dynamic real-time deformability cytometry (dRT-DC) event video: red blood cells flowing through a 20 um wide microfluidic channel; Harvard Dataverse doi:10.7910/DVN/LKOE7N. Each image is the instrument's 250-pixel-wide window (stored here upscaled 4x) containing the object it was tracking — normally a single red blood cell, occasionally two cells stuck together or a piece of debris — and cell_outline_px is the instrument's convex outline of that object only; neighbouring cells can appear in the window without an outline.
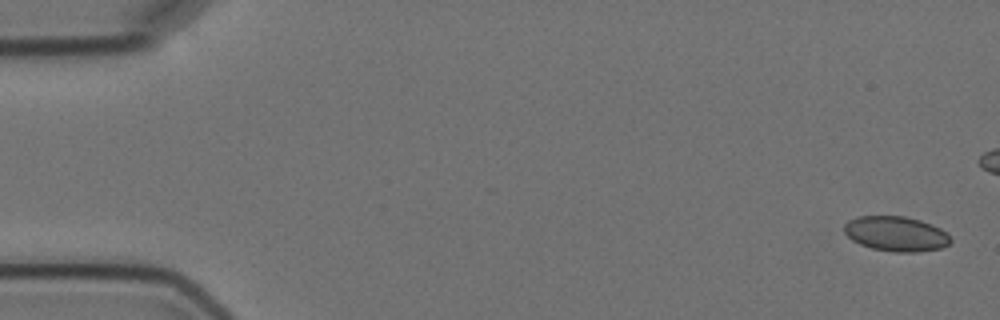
{"species": "Egyptian fruit bat (a non-hibernating species)", "species_latin": "Rousettus aegyptiacus", "temperature_condition": "cold", "stored_images_in_passage": 7, "camera_frame_rate_fps": 3000, "um_per_image_px": 0.085, "animal": {"sex": "female"}, "frame": {"image": 1, "passage_image": 1, "time_ms": 0.0, "image_size_px": [1000, 320], "cell_outline_px": [[952, 240], [948, 244], [940, 248], [916, 252], [892, 252], [872, 248], [860, 244], [852, 240], [844, 232], [844, 224], [848, 220], [856, 216], [904, 216], [920, 220], [932, 224], [948, 232]], "centroid_in_image_um": [76.16, 19.86], "position_along_channel_um": 8.8, "area_um2": 21.79}}
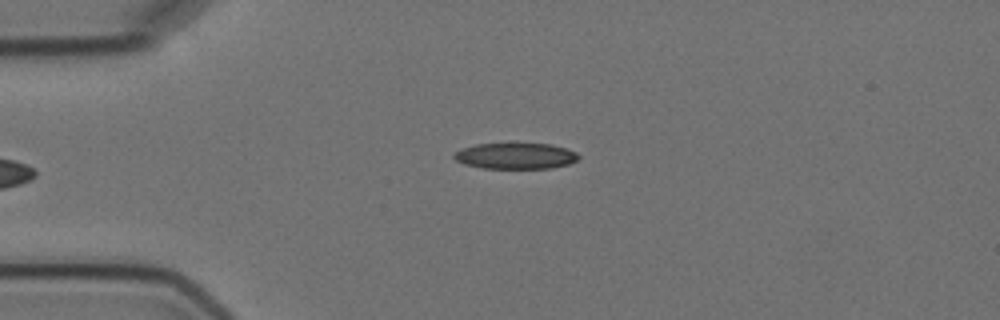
{"frame": {"image": 2, "passage_image": 5, "time_ms": 6.0, "image_size_px": [1000, 320], "cell_outline_px": [[580, 156], [576, 160], [568, 164], [552, 168], [480, 168], [464, 164], [456, 160], [452, 156], [460, 148], [476, 144], [512, 140], [516, 140], [552, 144], [576, 152]], "centroid_in_image_um": [43.79, 13.19], "position_along_channel_um": 41.2, "area_um2": 19.94}}
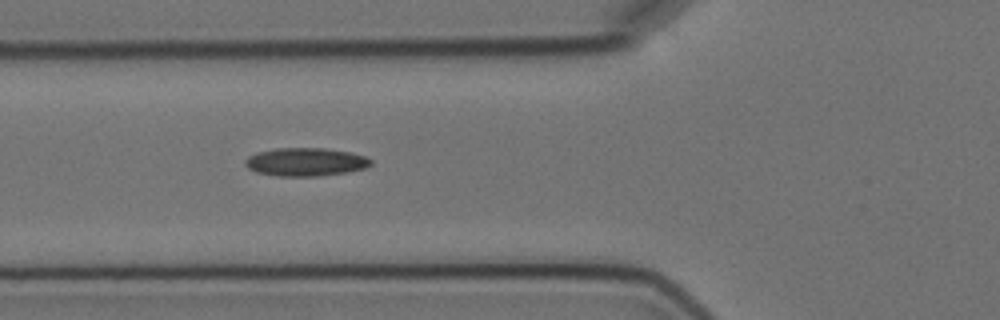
{"frame": {"image": 3, "passage_image": 7, "time_ms": 8.333, "image_size_px": [1000, 320], "cell_outline_px": [[372, 164], [364, 168], [344, 172], [320, 176], [276, 176], [256, 172], [248, 168], [244, 164], [244, 160], [248, 156], [256, 152], [276, 148], [324, 148], [348, 152], [364, 156], [372, 160]], "centroid_in_image_um": [25.92, 13.76], "position_along_channel_um": 99.9, "area_um2": 20.63}}